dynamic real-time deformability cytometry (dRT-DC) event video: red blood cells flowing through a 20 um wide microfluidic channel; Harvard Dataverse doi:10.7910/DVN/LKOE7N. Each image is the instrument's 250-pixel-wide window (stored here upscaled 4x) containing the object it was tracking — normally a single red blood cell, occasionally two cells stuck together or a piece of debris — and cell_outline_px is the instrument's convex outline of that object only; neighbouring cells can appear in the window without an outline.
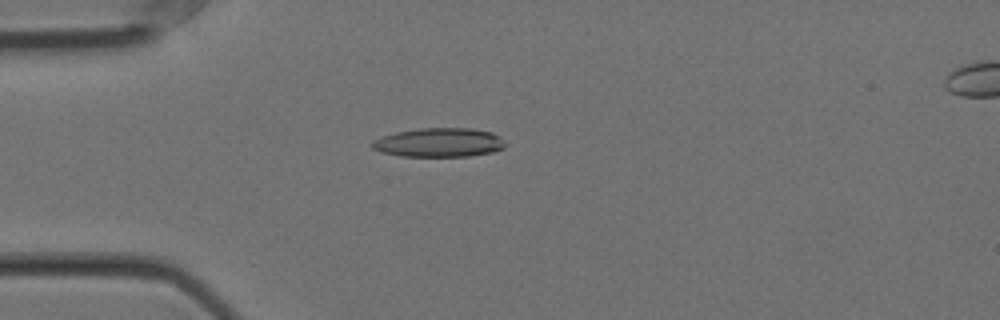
{"species": "Egyptian fruit bat (a non-hibernating species)", "species_latin": "Rousettus aegyptiacus", "temperature_condition": "cold", "stored_images_in_passage": 57, "camera_frame_rate_fps": 3000, "um_per_image_px": 0.085, "animal": {"sex": "female"}, "frame": {"image": 1, "passage_image": 15, "time_ms": 4.667, "image_size_px": [1000, 320], "cell_outline_px": [[504, 148], [492, 152], [468, 156], [400, 156], [380, 152], [372, 148], [372, 140], [396, 132], [420, 128], [472, 128], [492, 132], [500, 136], [504, 140]], "centroid_in_image_um": [37.33, 12.11], "position_along_channel_um": 47.7, "area_um2": 22.54}}
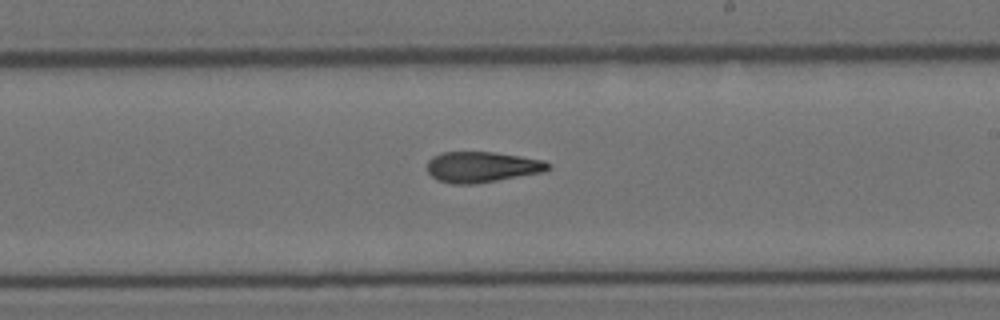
{"frame": {"image": 2, "passage_image": 33, "time_ms": 10.667, "image_size_px": [1000, 320], "cell_outline_px": [[552, 168], [544, 172], [476, 184], [452, 184], [436, 180], [428, 172], [428, 160], [432, 156], [444, 152], [492, 152], [520, 156], [544, 160], [552, 164]], "centroid_in_image_um": [40.99, 14.2], "position_along_channel_um": 248.0, "area_um2": 21.85}}
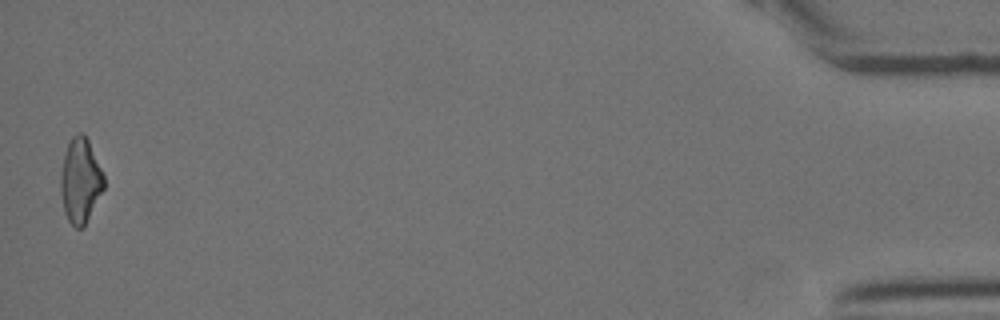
{"frame": {"image": 3, "passage_image": 56, "time_ms": 18.333, "image_size_px": [1000, 320], "cell_outline_px": [[104, 188], [84, 228], [76, 228], [68, 220], [64, 212], [60, 192], [60, 172], [64, 156], [68, 144], [72, 136], [76, 132], [80, 132], [88, 140], [104, 176]], "centroid_in_image_um": [6.82, 15.38], "position_along_channel_um": 428.4, "area_um2": 21.33}, "authors_computed_cell_mechanics": {"area_um2": 21.8484, "velocity_mm_per_s": 3.5734, "shape_relaxation_time_tau1_ms": 8.5373, "shape_relaxation_time_tau2_ms": 4.5758, "deformation_change_tau1": 0.2353, "deformation_change_tau2": 0.153}}